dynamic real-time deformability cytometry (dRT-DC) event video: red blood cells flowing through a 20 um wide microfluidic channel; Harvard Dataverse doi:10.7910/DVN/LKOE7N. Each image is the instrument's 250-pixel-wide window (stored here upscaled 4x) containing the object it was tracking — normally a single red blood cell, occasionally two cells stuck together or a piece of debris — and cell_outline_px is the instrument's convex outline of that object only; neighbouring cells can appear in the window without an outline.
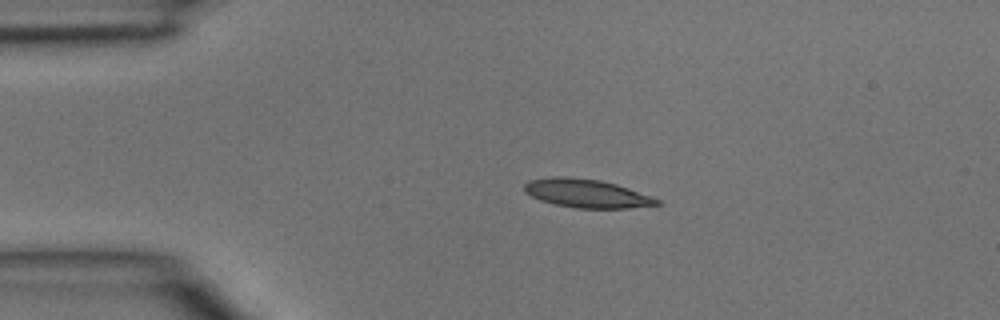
{"species": "common noctule bat (a hibernating species)", "species_latin": "Nyctalus noctula", "temperature_condition": "room temperature", "stored_images_in_passage": 3, "camera_frame_rate_fps": 3000, "um_per_image_px": 0.085, "animal": {"sex": "male", "body_mass_g": 15.6}, "frame": {"image": 1, "passage_image": 1, "time_ms": 0.0, "image_size_px": [1000, 320], "cell_outline_px": [[660, 204], [628, 208], [576, 208], [556, 204], [540, 200], [524, 192], [524, 184], [528, 180], [552, 176], [564, 176], [600, 180], [616, 184], [652, 196], [660, 200]], "centroid_in_image_um": [49.84, 16.43], "position_along_channel_um": 35.2, "area_um2": 21.96}}